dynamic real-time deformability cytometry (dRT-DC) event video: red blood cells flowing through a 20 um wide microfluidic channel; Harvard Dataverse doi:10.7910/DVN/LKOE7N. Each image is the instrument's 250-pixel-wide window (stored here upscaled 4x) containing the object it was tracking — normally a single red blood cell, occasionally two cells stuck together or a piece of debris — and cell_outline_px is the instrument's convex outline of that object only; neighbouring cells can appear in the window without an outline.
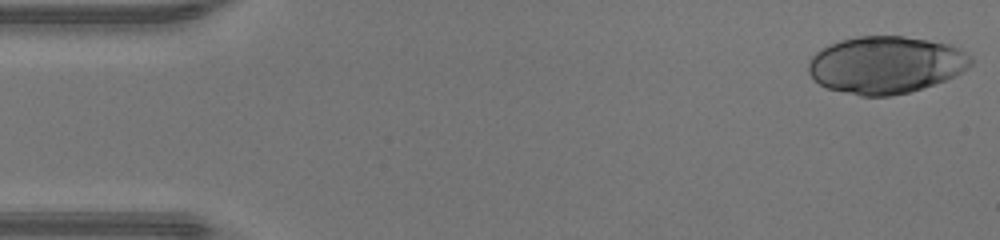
{"species": "human", "species_latin": "Homo sapiens", "temperature_condition": "warm", "stored_images_in_passage": 46, "camera_frame_rate_fps": 3000, "um_per_image_px": 0.085, "donor": {"sex": "male"}, "frame": {"image": 1, "passage_image": 1, "time_ms": 0.0, "image_size_px": [1000, 240], "cell_outline_px": [[972, 64], [968, 68], [956, 76], [908, 92], [888, 96], [860, 96], [828, 88], [820, 84], [808, 72], [808, 60], [816, 52], [840, 40], [860, 36], [904, 36], [928, 40], [948, 44], [960, 48], [972, 56]], "centroid_in_image_um": [75.31, 5.5], "position_along_channel_um": 9.7, "area_um2": 53.99}}
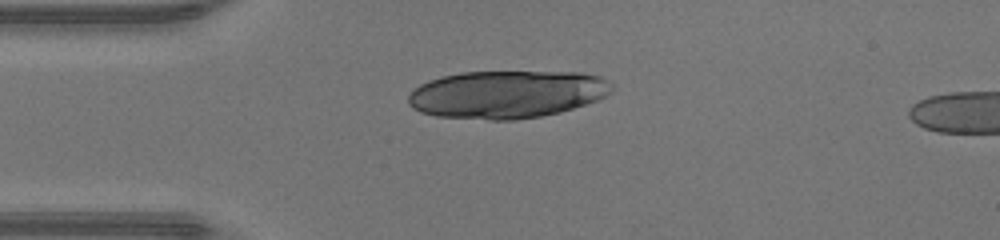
{"frame": {"image": 2, "passage_image": 11, "time_ms": 3.333, "image_size_px": [1000, 240], "cell_outline_px": [[612, 92], [596, 100], [560, 112], [540, 116], [516, 120], [488, 120], [436, 116], [420, 112], [412, 108], [408, 104], [408, 96], [420, 84], [428, 80], [440, 76], [460, 72], [576, 72], [600, 76], [608, 80], [612, 84]], "centroid_in_image_um": [43.05, 8.02], "position_along_channel_um": 41.9, "area_um2": 56.76}}